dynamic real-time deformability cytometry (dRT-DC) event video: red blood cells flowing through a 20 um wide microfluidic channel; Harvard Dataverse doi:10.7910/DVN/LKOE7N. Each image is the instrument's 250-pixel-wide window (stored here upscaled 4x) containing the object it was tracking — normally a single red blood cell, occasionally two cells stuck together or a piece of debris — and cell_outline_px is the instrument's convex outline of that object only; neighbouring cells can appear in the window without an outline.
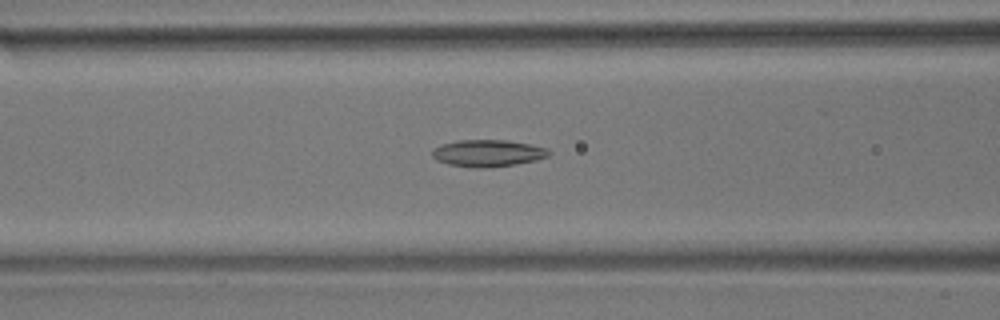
{"species": "common noctule bat (a hibernating species)", "species_latin": "Nyctalus noctula", "temperature_condition": "room temperature", "stored_images_in_passage": 45, "camera_frame_rate_fps": 3000, "um_per_image_px": 0.085, "animal": {"sex": "male", "body_mass_g": 17.9}, "frame": {"image": 1, "passage_image": 21, "time_ms": 6.667, "image_size_px": [1000, 320], "cell_outline_px": [[552, 152], [548, 156], [536, 160], [516, 164], [488, 168], [472, 168], [448, 164], [436, 160], [432, 156], [432, 148], [440, 144], [456, 140], [508, 140], [548, 148]], "centroid_in_image_um": [41.44, 13.02], "position_along_channel_um": 125.2, "area_um2": 18.55}}
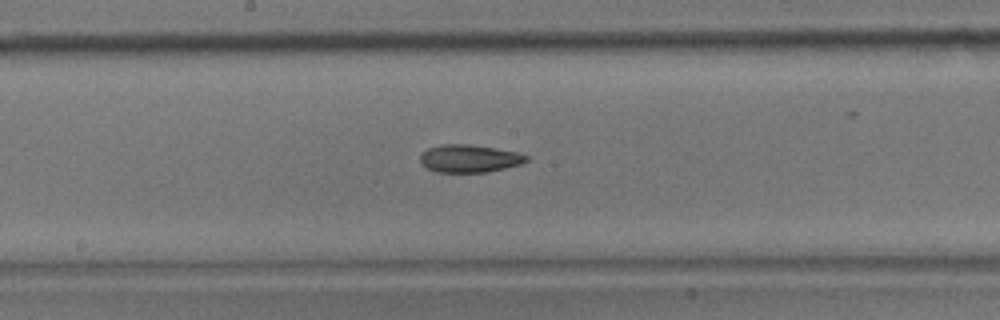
{"frame": {"image": 2, "passage_image": 28, "time_ms": 9.0, "image_size_px": [1000, 320], "cell_outline_px": [[528, 160], [520, 164], [504, 168], [484, 172], [436, 172], [420, 164], [420, 156], [428, 148], [440, 144], [468, 144], [496, 148], [516, 152], [528, 156]], "centroid_in_image_um": [39.86, 13.47], "position_along_channel_um": 208.3, "area_um2": 17.05}}
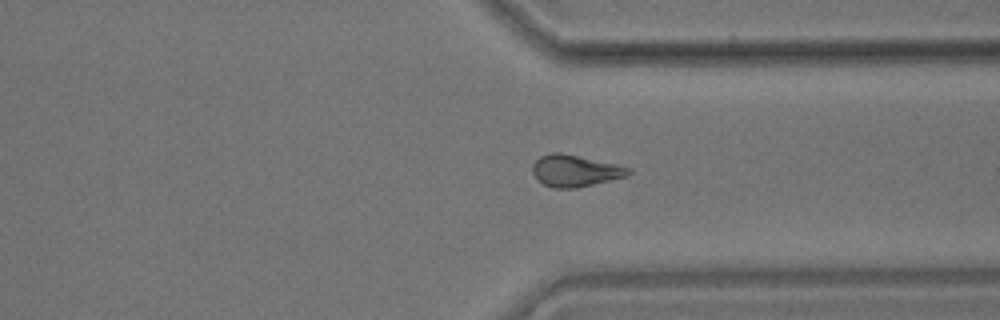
{"frame": {"image": 3, "passage_image": 41, "time_ms": 13.333, "image_size_px": [1000, 320], "cell_outline_px": [[632, 172], [628, 176], [576, 188], [552, 188], [544, 184], [532, 172], [532, 164], [540, 156], [548, 152], [560, 152], [616, 164], [632, 168]], "centroid_in_image_um": [48.89, 14.5], "position_along_channel_um": 362.5, "area_um2": 17.74}}